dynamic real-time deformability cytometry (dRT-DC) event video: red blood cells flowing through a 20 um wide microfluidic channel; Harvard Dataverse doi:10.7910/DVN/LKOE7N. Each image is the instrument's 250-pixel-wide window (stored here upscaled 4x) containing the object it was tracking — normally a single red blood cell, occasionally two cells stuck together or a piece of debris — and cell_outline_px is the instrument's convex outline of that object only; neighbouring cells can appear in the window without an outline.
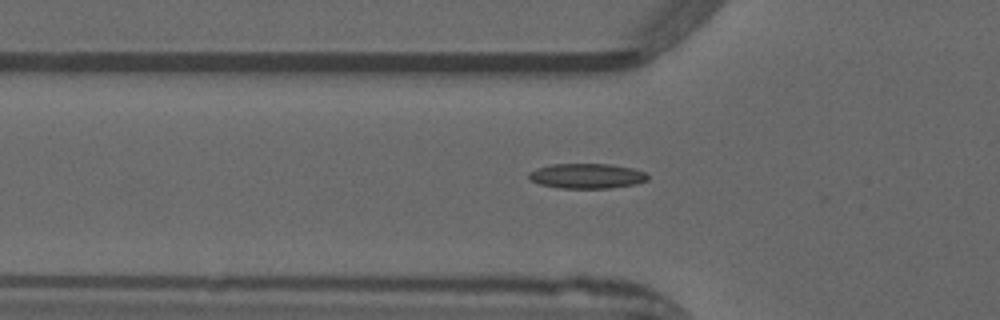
{"species": "common noctule bat (a hibernating species)", "species_latin": "Nyctalus noctula", "temperature_condition": "warm", "stored_images_in_passage": 32, "camera_frame_rate_fps": 3000, "um_per_image_px": 0.085, "animal": {"sex": "male", "forearm_length_mm": 52.5}, "frame": {"image": 1, "passage_image": 2, "time_ms": 0.333, "image_size_px": [1000, 320], "cell_outline_px": [[648, 180], [636, 184], [612, 188], [560, 188], [540, 184], [532, 180], [528, 176], [528, 172], [536, 168], [552, 164], [612, 164], [632, 168], [644, 172], [648, 176]], "centroid_in_image_um": [49.89, 14.95], "position_along_channel_um": 75.9, "area_um2": 17.34}}
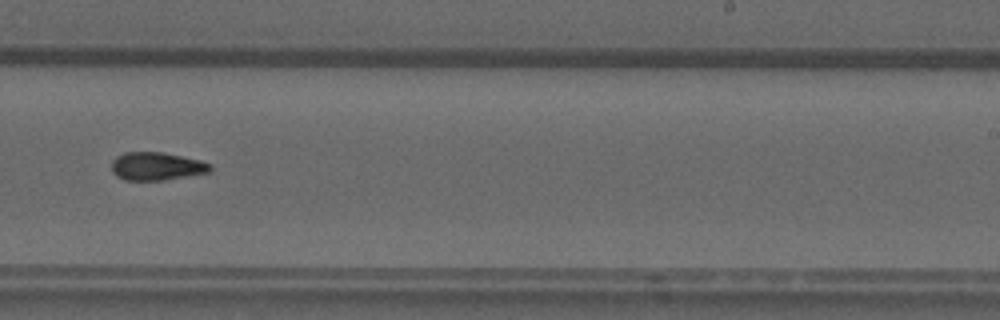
{"frame": {"image": 2, "passage_image": 17, "time_ms": 5.333, "image_size_px": [1000, 320], "cell_outline_px": [[212, 172], [164, 180], [124, 180], [116, 176], [112, 172], [112, 160], [116, 156], [124, 152], [164, 152], [200, 160], [212, 164]], "centroid_in_image_um": [13.32, 14.13], "position_along_channel_um": 275.7, "area_um2": 16.36}}
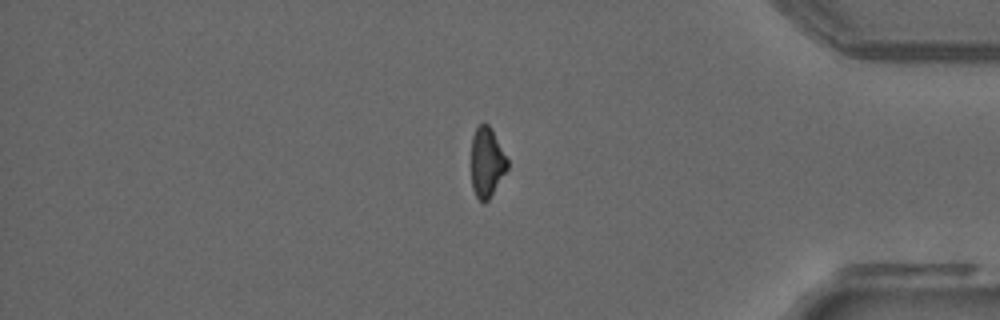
{"frame": {"image": 3, "passage_image": 28, "time_ms": 9.0, "image_size_px": [1000, 320], "cell_outline_px": [[508, 168], [488, 200], [484, 204], [476, 196], [472, 188], [472, 136], [476, 128], [480, 124], [488, 124], [492, 128], [508, 160]], "centroid_in_image_um": [41.38, 13.79], "position_along_channel_um": 393.8, "area_um2": 14.62}}